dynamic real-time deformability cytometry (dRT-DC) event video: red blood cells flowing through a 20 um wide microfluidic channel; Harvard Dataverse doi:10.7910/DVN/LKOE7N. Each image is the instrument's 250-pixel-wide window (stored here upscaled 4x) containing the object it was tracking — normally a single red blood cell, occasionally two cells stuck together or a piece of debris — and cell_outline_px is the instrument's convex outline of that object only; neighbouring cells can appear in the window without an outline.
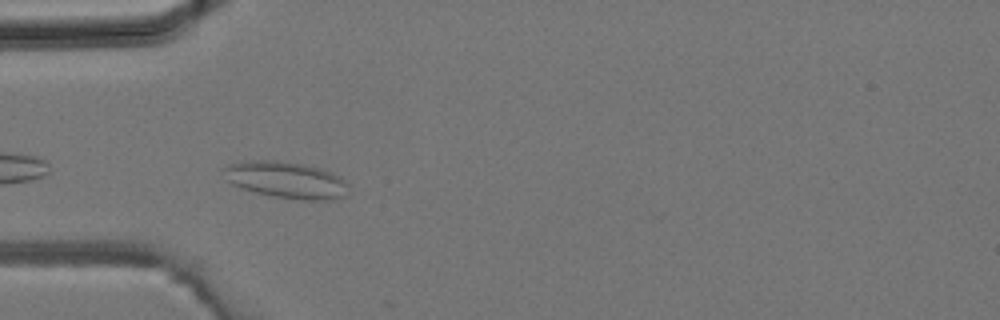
{"species": "common noctule bat (a hibernating species)", "species_latin": "Nyctalus noctula", "temperature_condition": "room temperature", "stored_images_in_passage": 19, "camera_frame_rate_fps": 3000, "um_per_image_px": 0.085, "animal": {"sex": "male", "body_mass_g": 19.2, "forearm_length_mm": 51.8}, "frame": {"image": 1, "passage_image": 11, "time_ms": 3.333, "image_size_px": [1000, 320], "cell_outline_px": [[348, 184], [344, 196], [332, 200], [304, 200], [272, 196], [256, 192], [232, 184], [228, 180], [220, 168], [228, 164], [244, 160], [276, 160], [300, 164], [320, 168], [344, 180]], "centroid_in_image_um": [24.26, 15.28], "position_along_channel_um": 60.7, "area_um2": 26.41}}